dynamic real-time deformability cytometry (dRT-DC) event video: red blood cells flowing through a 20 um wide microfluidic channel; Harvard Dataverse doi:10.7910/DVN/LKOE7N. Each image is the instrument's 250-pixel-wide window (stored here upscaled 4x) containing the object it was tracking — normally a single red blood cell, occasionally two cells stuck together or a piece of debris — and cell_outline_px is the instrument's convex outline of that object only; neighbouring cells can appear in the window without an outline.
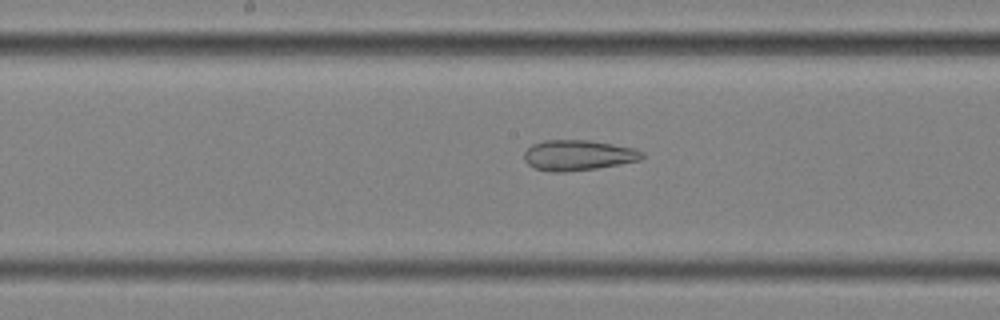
{"species": "common noctule bat (a hibernating species)", "species_latin": "Nyctalus noctula", "temperature_condition": "cold", "stored_images_in_passage": 57, "camera_frame_rate_fps": 3000, "um_per_image_px": 0.085, "animal": {"sex": "female", "body_mass_g": 25.1}, "frame": {"image": 1, "passage_image": 30, "time_ms": 9.667, "image_size_px": [1000, 320], "cell_outline_px": [[644, 156], [640, 160], [620, 164], [596, 168], [564, 172], [552, 172], [532, 168], [524, 160], [524, 152], [532, 144], [544, 140], [588, 140], [636, 148], [644, 152]], "centroid_in_image_um": [49.13, 13.19], "position_along_channel_um": 199.1, "area_um2": 21.04}}
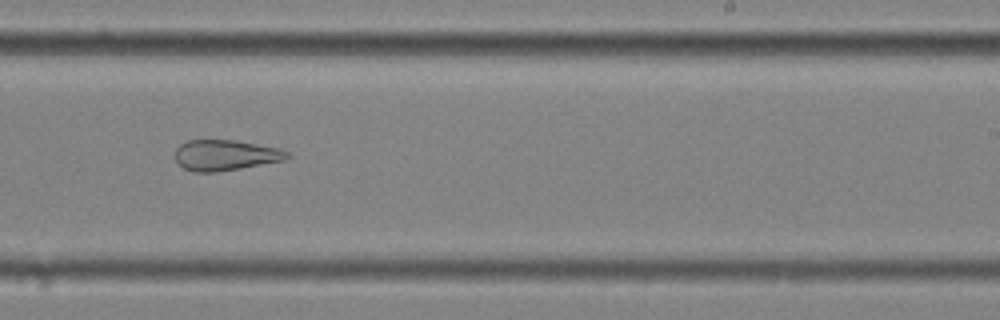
{"frame": {"image": 2, "passage_image": 36, "time_ms": 11.667, "image_size_px": [1000, 320], "cell_outline_px": [[292, 156], [284, 160], [240, 168], [216, 172], [192, 172], [184, 168], [176, 160], [176, 148], [180, 144], [188, 140], [236, 140], [280, 148], [288, 152]], "centroid_in_image_um": [19.17, 13.18], "position_along_channel_um": 269.8, "area_um2": 20.0}}
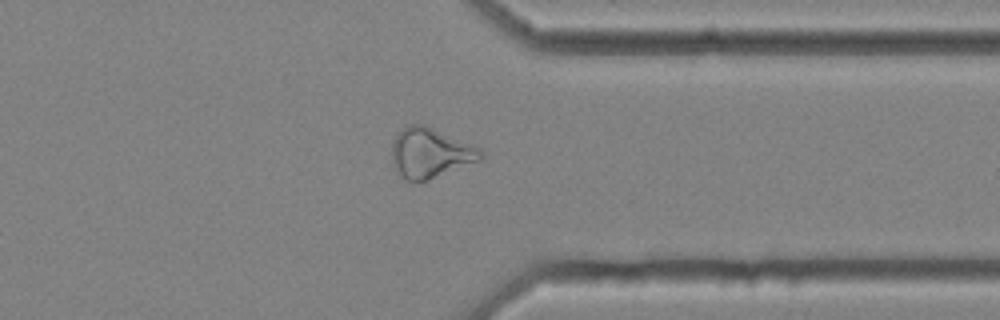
{"frame": {"image": 3, "passage_image": 45, "time_ms": 14.667, "image_size_px": [1000, 320], "cell_outline_px": [[484, 156], [480, 160], [428, 180], [408, 180], [400, 176], [392, 164], [392, 144], [396, 136], [408, 124], [424, 124], [472, 144], [480, 148], [484, 152]], "centroid_in_image_um": [36.58, 12.99], "position_along_channel_um": 374.8, "area_um2": 25.66}}